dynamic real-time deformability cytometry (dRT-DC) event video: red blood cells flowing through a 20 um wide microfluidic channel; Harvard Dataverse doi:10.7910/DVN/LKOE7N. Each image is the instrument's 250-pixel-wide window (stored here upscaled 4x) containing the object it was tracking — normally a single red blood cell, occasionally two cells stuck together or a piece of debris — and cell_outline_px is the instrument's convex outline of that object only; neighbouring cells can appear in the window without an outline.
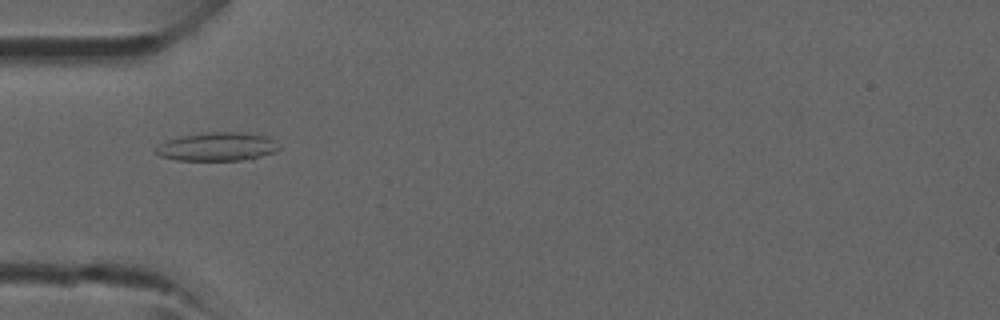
{"species": "common noctule bat (a hibernating species)", "species_latin": "Nyctalus noctula", "temperature_condition": "room temperature", "stored_images_in_passage": 4, "camera_frame_rate_fps": 3000, "um_per_image_px": 0.085, "animal": {"sex": "male", "forearm_length_mm": 52.5}, "frame": {"image": 1, "passage_image": 4, "time_ms": 3.333, "image_size_px": [1000, 320], "cell_outline_px": [[280, 148], [276, 152], [252, 160], [176, 160], [160, 156], [156, 152], [156, 148], [160, 144], [168, 140], [180, 136], [208, 132], [244, 132], [268, 136], [276, 140]], "centroid_in_image_um": [18.56, 12.47], "position_along_channel_um": 66.4, "area_um2": 20.75}}